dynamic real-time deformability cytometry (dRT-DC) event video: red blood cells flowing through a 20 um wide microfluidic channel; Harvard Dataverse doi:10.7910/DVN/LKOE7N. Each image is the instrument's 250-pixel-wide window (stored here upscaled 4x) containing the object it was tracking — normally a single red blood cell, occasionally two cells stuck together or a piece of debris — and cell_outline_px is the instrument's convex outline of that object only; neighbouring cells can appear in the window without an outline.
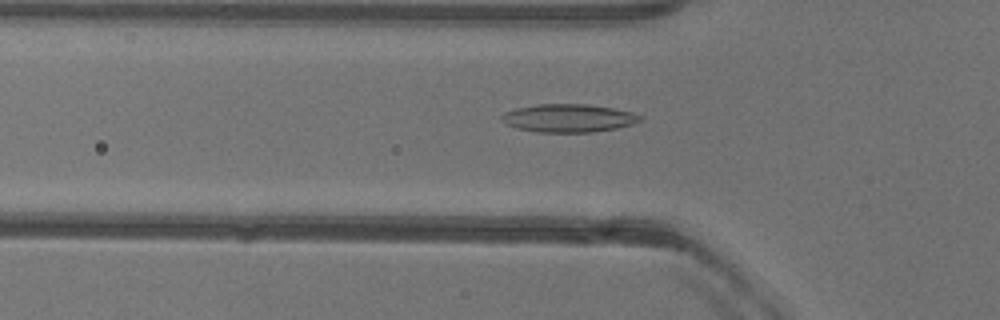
{"species": "common noctule bat (a hibernating species)", "species_latin": "Nyctalus noctula", "temperature_condition": "warm", "stored_images_in_passage": 40, "camera_frame_rate_fps": 3000, "um_per_image_px": 0.085, "animal": {"sex": "female"}, "frame": {"image": 1, "passage_image": 6, "time_ms": 1.667, "image_size_px": [1000, 320], "cell_outline_px": [[644, 120], [632, 124], [616, 128], [592, 132], [536, 132], [516, 128], [504, 124], [500, 120], [500, 116], [504, 112], [516, 108], [536, 104], [588, 104], [612, 108], [632, 112], [640, 116]], "centroid_in_image_um": [48.27, 10.04], "position_along_channel_um": 77.5, "area_um2": 22.83}}
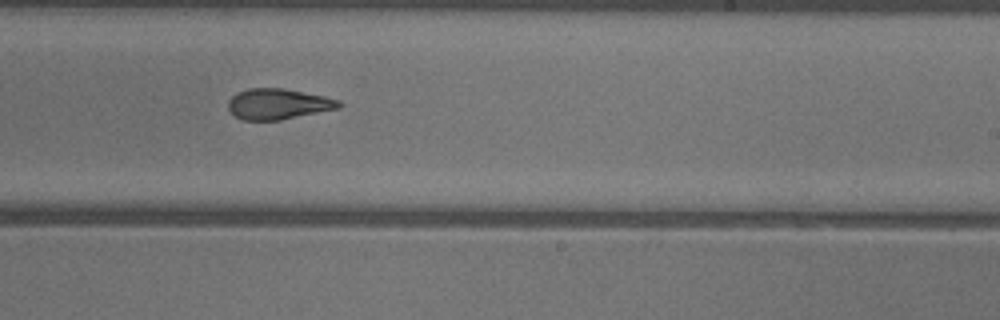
{"frame": {"image": 2, "passage_image": 20, "time_ms": 6.333, "image_size_px": [1000, 320], "cell_outline_px": [[344, 104], [340, 108], [280, 120], [240, 120], [228, 108], [228, 100], [236, 92], [248, 88], [280, 88], [324, 96], [340, 100]], "centroid_in_image_um": [23.64, 8.84], "position_along_channel_um": 265.4, "area_um2": 19.83}}
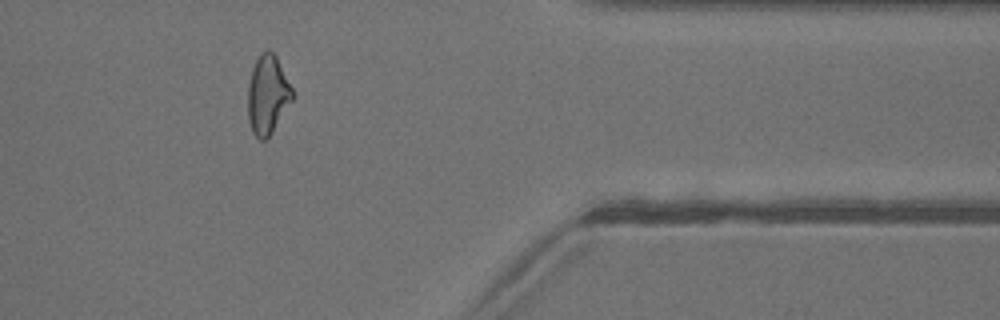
{"frame": {"image": 3, "passage_image": 31, "time_ms": 10.0, "image_size_px": [1000, 320], "cell_outline_px": [[292, 100], [268, 140], [260, 140], [252, 132], [248, 120], [248, 84], [252, 68], [260, 52], [264, 48], [268, 48], [276, 56], [292, 88]], "centroid_in_image_um": [22.73, 8.06], "position_along_channel_um": 388.7, "area_um2": 20.58}, "authors_computed_cell_mechanics": {"area_um2": 20.6057, "velocity_mm_per_s": 4.005, "shape_relaxation_time_tau1_ms": null, "shape_relaxation_time_tau2_ms": 1.3092, "deformation_change_tau1": null, "deformation_change_tau2": 0.0953}}